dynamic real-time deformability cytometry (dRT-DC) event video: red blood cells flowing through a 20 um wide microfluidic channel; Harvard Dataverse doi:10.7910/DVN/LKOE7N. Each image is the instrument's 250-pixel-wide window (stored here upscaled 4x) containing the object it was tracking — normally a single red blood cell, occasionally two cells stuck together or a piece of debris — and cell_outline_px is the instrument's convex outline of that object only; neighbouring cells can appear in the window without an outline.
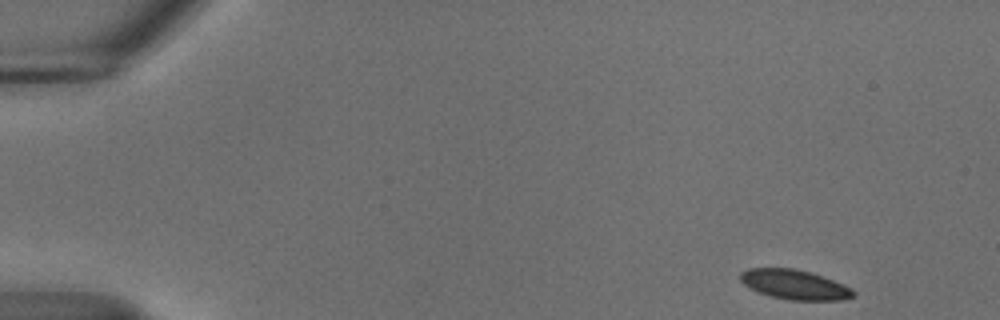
{"species": "common noctule bat (a hibernating species)", "species_latin": "Nyctalus noctula", "temperature_condition": "cold", "stored_images_in_passage": 51, "camera_frame_rate_fps": 3000, "um_per_image_px": 0.085, "animal": {"sex": "male", "body_mass_g": 18.8}, "frame": {"image": 1, "passage_image": 1, "time_ms": 0.0, "image_size_px": [1000, 320], "cell_outline_px": [[856, 292], [852, 296], [840, 300], [792, 300], [772, 296], [760, 292], [744, 284], [740, 280], [740, 272], [748, 268], [796, 268], [812, 272], [824, 276], [852, 288]], "centroid_in_image_um": [67.56, 24.17], "position_along_channel_um": 17.4, "area_um2": 19.42}}
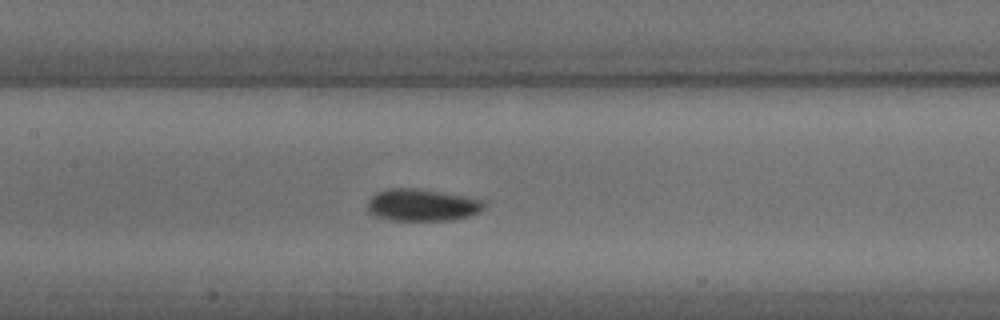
{"frame": {"image": 2, "passage_image": 23, "time_ms": 7.333, "image_size_px": [1000, 320], "cell_outline_px": [[484, 208], [480, 212], [468, 216], [452, 220], [388, 220], [376, 216], [368, 212], [368, 200], [376, 192], [388, 188], [420, 188], [468, 196], [484, 200]], "centroid_in_image_um": [35.89, 17.41], "position_along_channel_um": 171.5, "area_um2": 22.08}}
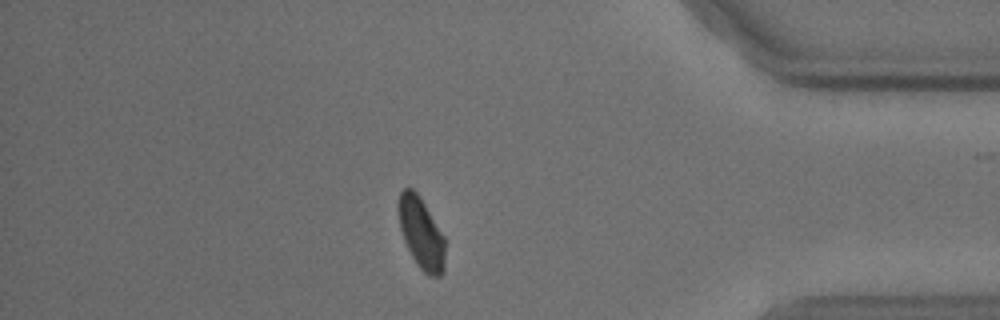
{"frame": {"image": 3, "passage_image": 44, "time_ms": 14.333, "image_size_px": [1000, 320], "cell_outline_px": [[444, 272], [440, 276], [428, 276], [416, 264], [404, 240], [400, 228], [396, 204], [400, 192], [404, 188], [412, 188], [420, 196], [444, 236]], "centroid_in_image_um": [35.78, 19.8], "position_along_channel_um": 399.4, "area_um2": 19.48}}